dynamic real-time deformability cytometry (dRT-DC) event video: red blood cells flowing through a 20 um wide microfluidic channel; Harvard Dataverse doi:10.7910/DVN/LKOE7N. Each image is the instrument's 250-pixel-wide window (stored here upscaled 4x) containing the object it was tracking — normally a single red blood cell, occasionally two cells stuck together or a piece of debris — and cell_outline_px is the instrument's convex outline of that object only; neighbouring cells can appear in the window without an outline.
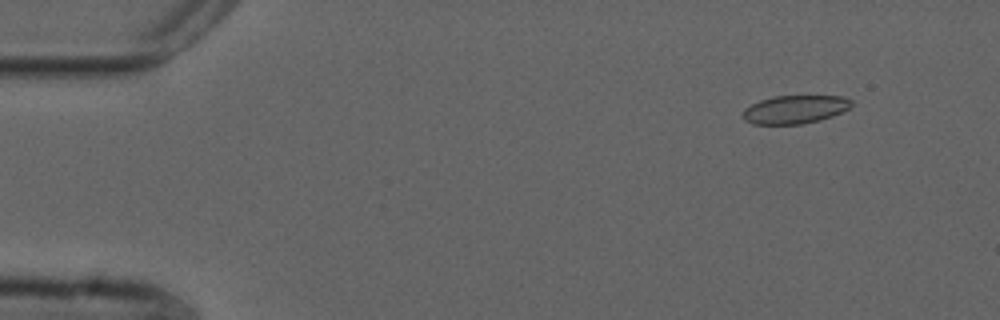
{"species": "common noctule bat (a hibernating species)", "species_latin": "Nyctalus noctula", "temperature_condition": "cold", "stored_images_in_passage": 55, "camera_frame_rate_fps": 3000, "um_per_image_px": 0.085, "animal": {"sex": "male", "forearm_length_mm": 52.5}, "frame": {"image": 1, "passage_image": 6, "time_ms": 1.667, "image_size_px": [1000, 320], "cell_outline_px": [[852, 104], [844, 112], [820, 120], [804, 124], [752, 124], [744, 120], [744, 108], [760, 100], [772, 96], [844, 96], [852, 100]], "centroid_in_image_um": [67.59, 9.3], "position_along_channel_um": 17.4, "area_um2": 17.98}}
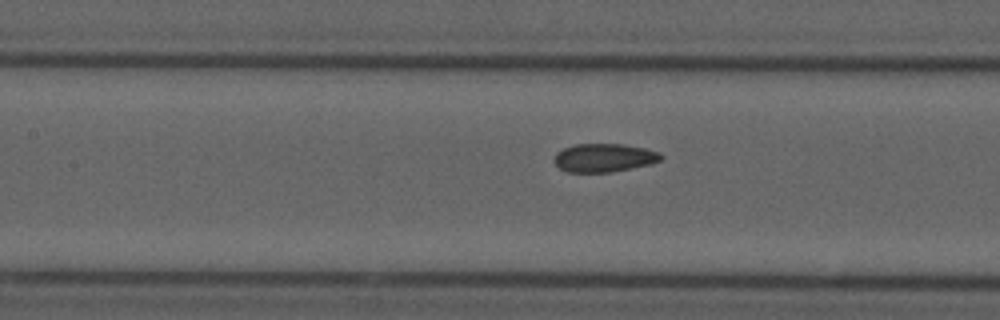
{"frame": {"image": 2, "passage_image": 25, "time_ms": 8.0, "image_size_px": [1000, 320], "cell_outline_px": [[664, 156], [660, 160], [652, 164], [612, 172], [568, 172], [560, 168], [552, 160], [556, 152], [564, 148], [576, 144], [624, 144], [644, 148], [660, 152]], "centroid_in_image_um": [51.35, 13.41], "position_along_channel_um": 156.0, "area_um2": 17.8}}
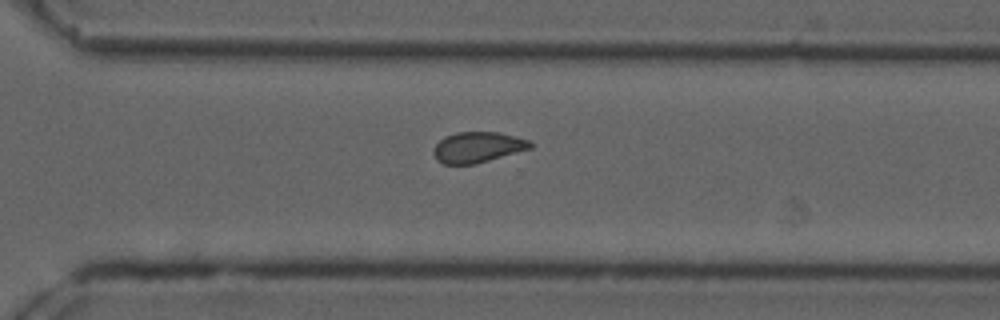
{"frame": {"image": 3, "passage_image": 39, "time_ms": 12.667, "image_size_px": [1000, 320], "cell_outline_px": [[536, 144], [532, 148], [476, 164], [444, 164], [436, 160], [432, 152], [432, 148], [444, 136], [456, 132], [500, 132], [528, 140]], "centroid_in_image_um": [40.59, 12.51], "position_along_channel_um": 330.0, "area_um2": 17.51}, "authors_computed_cell_mechanics": {"area_um2": 18.0914, "velocity_mm_per_s": 3.7373, "shape_relaxation_time_tau1_ms": null, "shape_relaxation_time_tau2_ms": 1.9052, "deformation_change_tau1": null, "deformation_change_tau2": 0.0563}}